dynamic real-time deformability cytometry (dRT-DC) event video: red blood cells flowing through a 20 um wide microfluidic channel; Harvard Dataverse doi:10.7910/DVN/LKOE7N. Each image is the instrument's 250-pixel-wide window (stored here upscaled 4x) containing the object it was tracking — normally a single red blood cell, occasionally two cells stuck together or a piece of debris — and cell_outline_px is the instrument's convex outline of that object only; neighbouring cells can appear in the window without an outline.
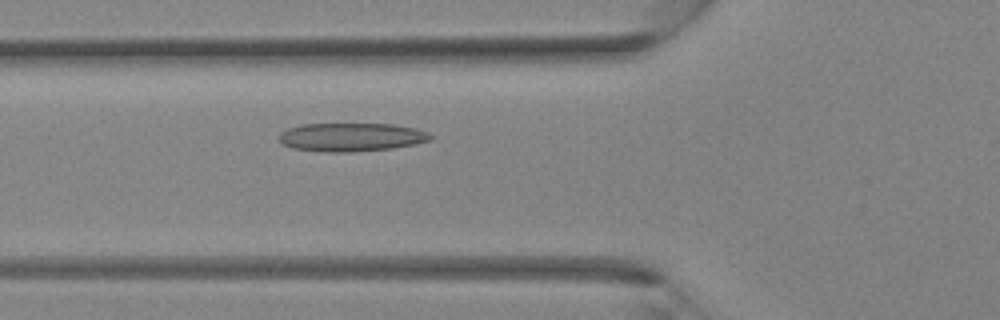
{"species": "Egyptian fruit bat (a non-hibernating species)", "species_latin": "Rousettus aegyptiacus", "temperature_condition": "room temperature", "stored_images_in_passage": 34, "camera_frame_rate_fps": 3000, "um_per_image_px": 0.085, "animal": {"sex": "female"}, "frame": {"image": 1, "passage_image": 11, "time_ms": 3.333, "image_size_px": [1000, 320], "cell_outline_px": [[432, 140], [416, 144], [392, 148], [352, 152], [324, 152], [292, 148], [284, 144], [276, 136], [280, 132], [288, 128], [300, 124], [392, 124], [416, 128], [428, 132], [432, 136]], "centroid_in_image_um": [29.85, 11.65], "position_along_channel_um": 95.9, "area_um2": 25.32}}
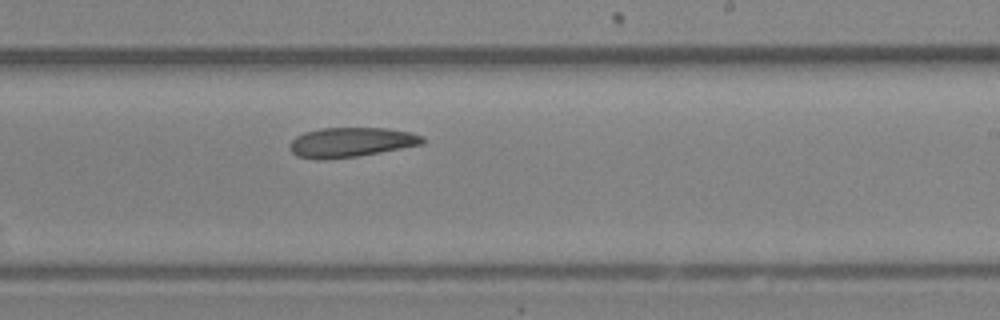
{"frame": {"image": 2, "passage_image": 20, "time_ms": 6.333, "image_size_px": [1000, 320], "cell_outline_px": [[424, 144], [380, 152], [356, 156], [324, 160], [316, 160], [296, 156], [288, 148], [288, 144], [296, 136], [304, 132], [320, 128], [384, 128], [412, 132], [424, 136]], "centroid_in_image_um": [29.8, 12.09], "position_along_channel_um": 259.2, "area_um2": 23.18}}
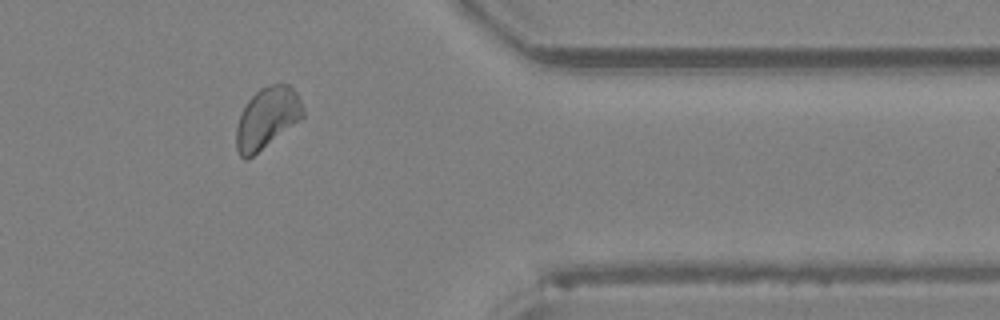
{"frame": {"image": 3, "passage_image": 28, "time_ms": 9.0, "image_size_px": [1000, 320], "cell_outline_px": [[304, 116], [300, 120], [248, 160], [244, 160], [240, 156], [236, 148], [236, 128], [240, 116], [248, 100], [260, 88], [268, 84], [288, 84], [296, 92], [300, 100], [304, 112]], "centroid_in_image_um": [22.69, 10.04], "position_along_channel_um": 388.7, "area_um2": 23.64}}